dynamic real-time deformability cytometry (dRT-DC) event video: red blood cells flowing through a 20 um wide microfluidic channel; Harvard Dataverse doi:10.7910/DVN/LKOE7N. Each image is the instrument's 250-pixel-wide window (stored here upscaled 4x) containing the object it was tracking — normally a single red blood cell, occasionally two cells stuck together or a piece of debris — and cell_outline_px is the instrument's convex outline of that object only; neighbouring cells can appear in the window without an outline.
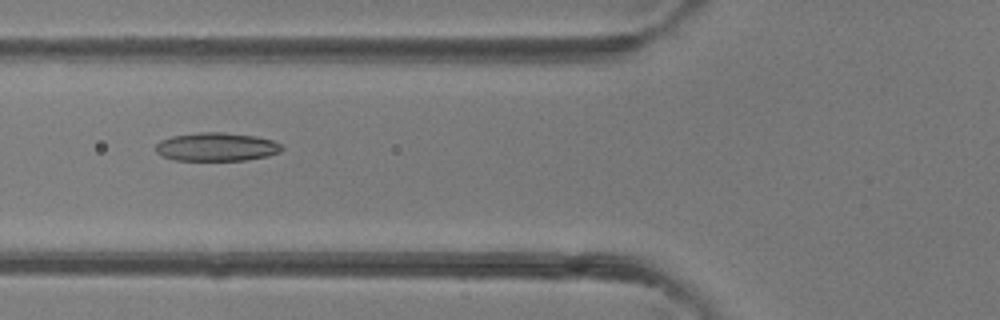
{"species": "common noctule bat (a hibernating species)", "species_latin": "Nyctalus noctula", "temperature_condition": "room temperature", "stored_images_in_passage": 2, "camera_frame_rate_fps": 3000, "um_per_image_px": 0.085, "animal": {"sex": "female"}, "frame": {"image": 1, "passage_image": 2, "time_ms": 1.0, "image_size_px": [1000, 320], "cell_outline_px": [[284, 148], [280, 152], [268, 156], [244, 160], [176, 160], [160, 156], [156, 152], [156, 144], [160, 140], [172, 136], [200, 132], [224, 132], [256, 136], [272, 140], [280, 144]], "centroid_in_image_um": [18.39, 12.48], "position_along_channel_um": 107.4, "area_um2": 20.98}}